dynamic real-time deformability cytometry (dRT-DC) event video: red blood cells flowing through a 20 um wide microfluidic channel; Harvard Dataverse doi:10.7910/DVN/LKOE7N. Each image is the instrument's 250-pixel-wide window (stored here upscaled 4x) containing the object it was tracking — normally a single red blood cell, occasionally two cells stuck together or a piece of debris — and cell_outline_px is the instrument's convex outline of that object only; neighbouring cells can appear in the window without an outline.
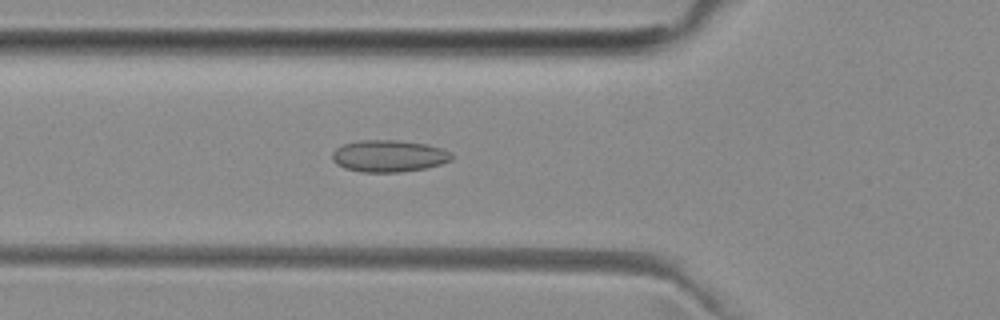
{"species": "common noctule bat (a hibernating species)", "species_latin": "Nyctalus noctula", "temperature_condition": "room temperature", "stored_images_in_passage": 41, "camera_frame_rate_fps": 3000, "um_per_image_px": 0.085, "animal": {"sex": "female", "body_mass_g": 29.2, "forearm_length_mm": 56.3}, "frame": {"image": 1, "passage_image": 7, "time_ms": 2.0, "image_size_px": [1000, 320], "cell_outline_px": [[452, 160], [440, 164], [424, 168], [400, 172], [360, 172], [344, 168], [336, 164], [332, 160], [332, 152], [336, 148], [344, 144], [360, 140], [396, 140], [428, 144], [452, 152]], "centroid_in_image_um": [33.03, 13.26], "position_along_channel_um": 92.8, "area_um2": 22.25}}
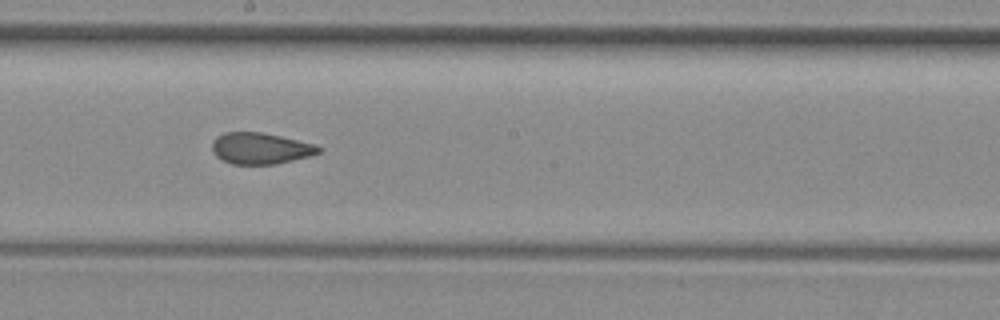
{"frame": {"image": 2, "passage_image": 17, "time_ms": 5.333, "image_size_px": [1000, 320], "cell_outline_px": [[324, 148], [320, 152], [312, 156], [276, 164], [232, 164], [216, 156], [212, 152], [212, 144], [224, 132], [260, 132], [280, 136], [316, 144]], "centroid_in_image_um": [22.21, 12.62], "position_along_channel_um": 226.0, "area_um2": 19.42}}
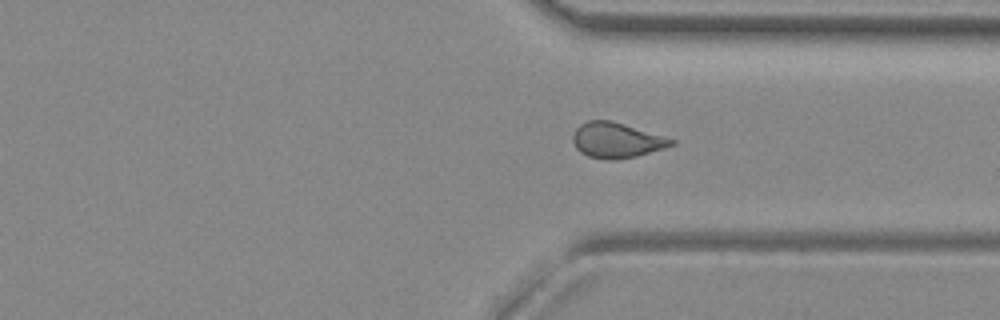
{"frame": {"image": 3, "passage_image": 27, "time_ms": 8.667, "image_size_px": [1000, 320], "cell_outline_px": [[676, 144], [664, 148], [636, 156], [616, 160], [604, 160], [588, 156], [580, 152], [576, 148], [572, 140], [572, 136], [576, 128], [580, 124], [588, 120], [612, 120], [664, 136], [676, 140]], "centroid_in_image_um": [52.39, 11.92], "position_along_channel_um": 359.0, "area_um2": 20.4}}